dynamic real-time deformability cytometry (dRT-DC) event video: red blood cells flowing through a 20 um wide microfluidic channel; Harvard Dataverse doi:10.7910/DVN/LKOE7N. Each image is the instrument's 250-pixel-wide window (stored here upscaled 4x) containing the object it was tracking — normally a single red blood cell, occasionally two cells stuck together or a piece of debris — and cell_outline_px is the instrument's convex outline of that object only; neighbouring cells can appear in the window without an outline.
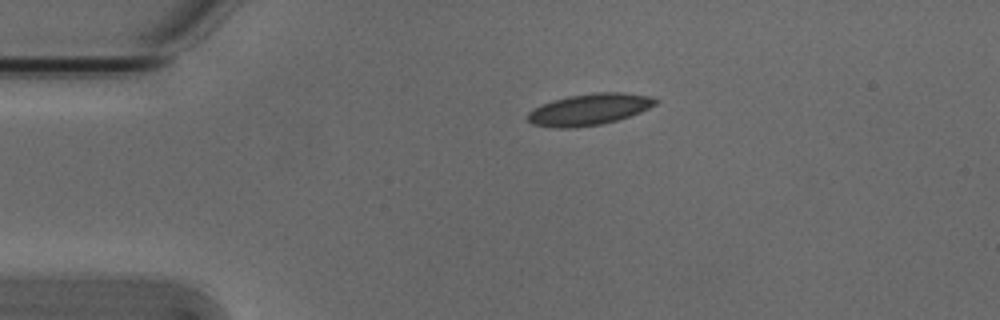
{"species": "Egyptian fruit bat (a non-hibernating species)", "species_latin": "Rousettus aegyptiacus", "temperature_condition": "cold", "stored_images_in_passage": 3, "camera_frame_rate_fps": 3000, "um_per_image_px": 0.085, "animal": {"sex": "male"}, "frame": {"image": 1, "passage_image": 1, "time_ms": 0.0, "image_size_px": [1000, 320], "cell_outline_px": [[660, 100], [656, 104], [640, 112], [616, 120], [600, 124], [576, 128], [556, 128], [532, 124], [528, 120], [528, 112], [532, 108], [552, 100], [568, 96], [596, 92], [624, 92], [652, 96]], "centroid_in_image_um": [50.08, 9.29], "position_along_channel_um": 34.9, "area_um2": 23.52}}
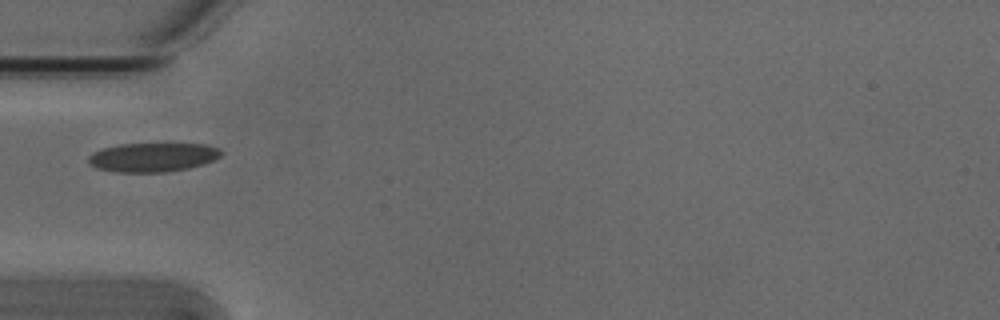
{"frame": {"image": 2, "passage_image": 2, "time_ms": 0.333, "image_size_px": [1000, 320], "cell_outline_px": [[224, 152], [216, 160], [204, 164], [188, 168], [164, 172], [116, 172], [96, 168], [88, 164], [88, 156], [92, 152], [104, 148], [120, 144], [208, 144], [220, 148]], "centroid_in_image_um": [13.01, 13.37], "position_along_channel_um": 72.0, "area_um2": 22.66}}
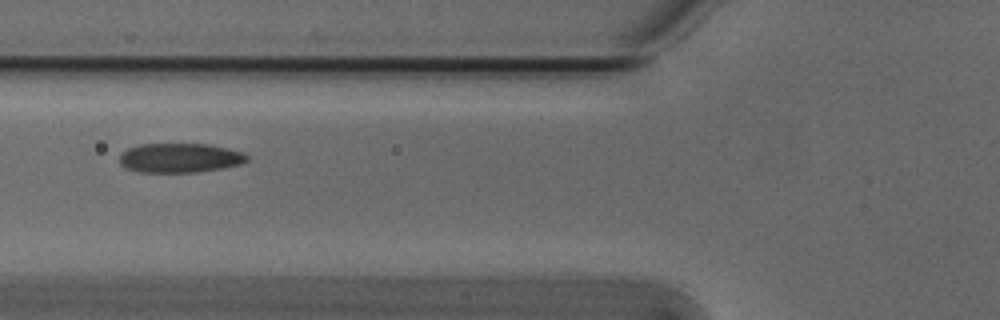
{"frame": {"image": 3, "passage_image": 3, "time_ms": 0.667, "image_size_px": [1000, 320], "cell_outline_px": [[248, 160], [240, 164], [220, 168], [196, 172], [140, 172], [124, 168], [120, 164], [120, 156], [128, 148], [140, 144], [208, 144], [228, 148], [244, 152], [248, 156]], "centroid_in_image_um": [15.29, 13.42], "position_along_channel_um": 110.5, "area_um2": 21.79}}